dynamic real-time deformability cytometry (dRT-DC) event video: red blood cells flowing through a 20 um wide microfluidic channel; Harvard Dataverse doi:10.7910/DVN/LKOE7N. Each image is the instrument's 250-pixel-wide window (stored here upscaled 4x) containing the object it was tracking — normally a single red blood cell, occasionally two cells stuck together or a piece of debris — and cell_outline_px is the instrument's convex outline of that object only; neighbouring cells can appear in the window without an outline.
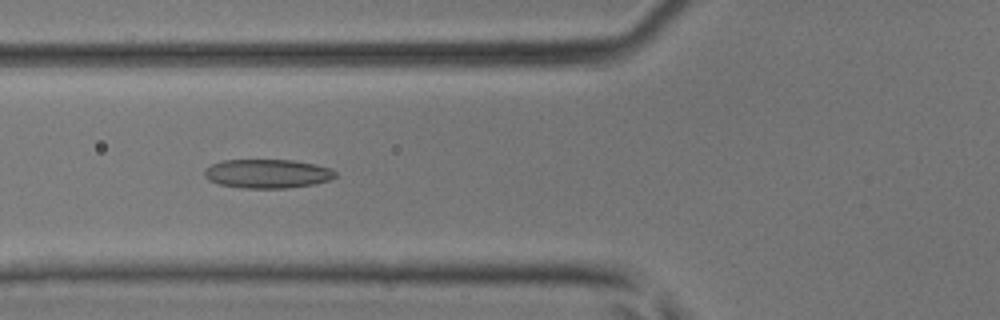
{"species": "common noctule bat (a hibernating species)", "species_latin": "Nyctalus noctula", "temperature_condition": "room temperature", "stored_images_in_passage": 36, "camera_frame_rate_fps": 3000, "um_per_image_px": 0.085, "animal": {"sex": "male", "body_mass_g": 17.9, "forearm_length_mm": 54.2}, "frame": {"image": 1, "passage_image": 9, "time_ms": 2.667, "image_size_px": [1000, 320], "cell_outline_px": [[336, 176], [328, 180], [316, 184], [288, 188], [240, 188], [220, 184], [208, 180], [204, 176], [204, 168], [212, 164], [224, 160], [292, 160], [316, 164], [328, 168], [336, 172]], "centroid_in_image_um": [22.71, 14.76], "position_along_channel_um": 103.1, "area_um2": 22.14}}
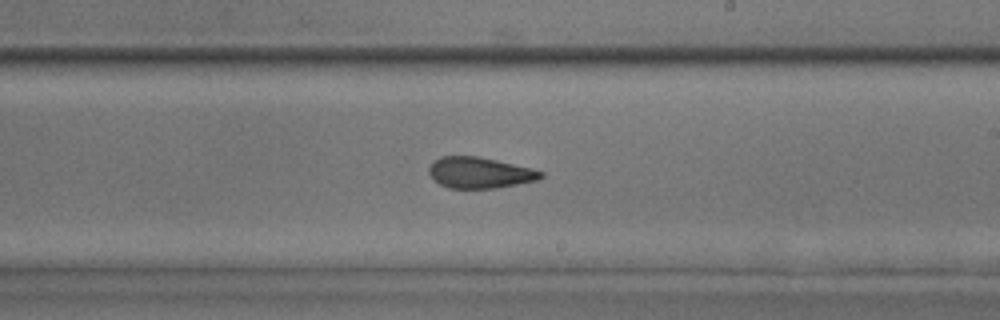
{"frame": {"image": 2, "passage_image": 19, "time_ms": 6.0, "image_size_px": [1000, 320], "cell_outline_px": [[544, 176], [536, 180], [496, 188], [448, 188], [440, 184], [428, 172], [428, 168], [440, 156], [476, 156], [496, 160], [532, 168], [544, 172]], "centroid_in_image_um": [40.79, 14.68], "position_along_channel_um": 248.2, "area_um2": 20.0}}
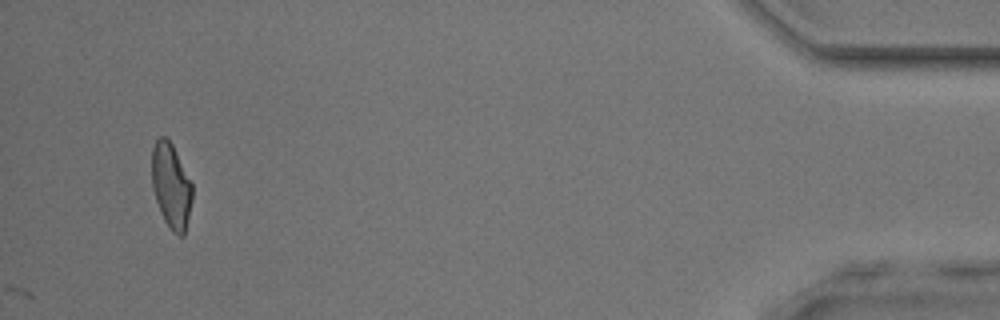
{"frame": {"image": 3, "passage_image": 36, "time_ms": 11.667, "image_size_px": [1000, 320], "cell_outline_px": [[192, 200], [184, 236], [180, 236], [172, 232], [164, 220], [160, 212], [152, 188], [152, 148], [156, 140], [160, 136], [164, 136], [172, 144], [192, 184]], "centroid_in_image_um": [14.54, 15.82], "position_along_channel_um": 420.7, "area_um2": 19.94}}